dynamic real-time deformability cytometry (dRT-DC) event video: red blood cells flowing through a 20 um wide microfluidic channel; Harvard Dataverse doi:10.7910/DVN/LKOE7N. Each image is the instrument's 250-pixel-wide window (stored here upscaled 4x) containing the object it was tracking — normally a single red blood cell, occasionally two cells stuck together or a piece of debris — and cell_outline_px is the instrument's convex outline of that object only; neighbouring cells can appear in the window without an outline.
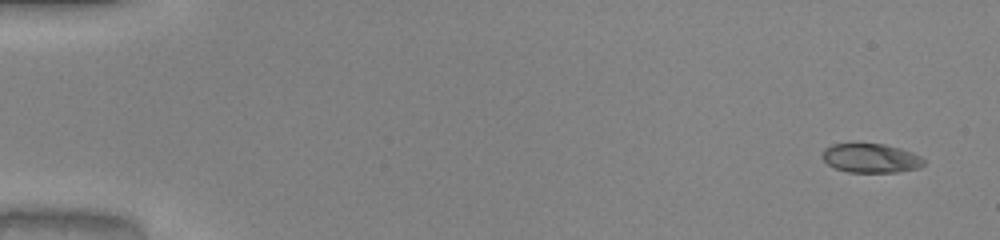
{"species": "common noctule bat (a hibernating species)", "species_latin": "Nyctalus noctula", "temperature_condition": "warm", "stored_images_in_passage": 49, "camera_frame_rate_fps": 3000, "um_per_image_px": 0.085, "animal": {"sex": "male", "body_mass_g": 20.0, "forearm_length_mm": 53.3}, "frame": {"image": 1, "passage_image": 1, "time_ms": 0.0, "image_size_px": [1000, 240], "cell_outline_px": [[924, 164], [920, 168], [896, 172], [848, 172], [836, 168], [828, 164], [820, 156], [824, 148], [832, 144], [884, 144], [900, 148], [912, 152], [920, 156], [924, 160]], "centroid_in_image_um": [74.01, 13.44], "position_along_channel_um": 11.0, "area_um2": 17.22}}
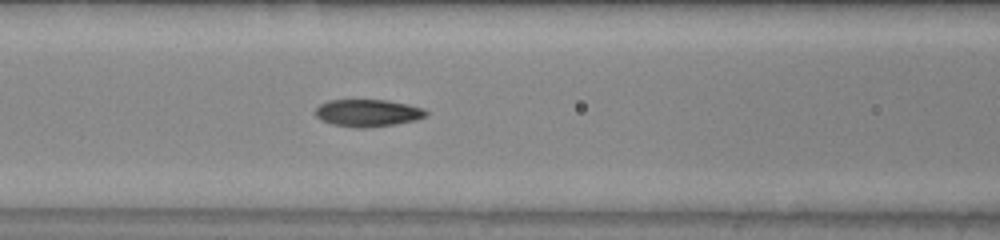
{"frame": {"image": 2, "passage_image": 21, "time_ms": 6.667, "image_size_px": [1000, 240], "cell_outline_px": [[428, 116], [416, 120], [396, 124], [368, 128], [352, 128], [332, 124], [320, 120], [316, 116], [316, 108], [320, 104], [328, 100], [388, 100], [408, 104], [424, 108], [428, 112]], "centroid_in_image_um": [31.28, 9.61], "position_along_channel_um": 135.3, "area_um2": 17.86}}
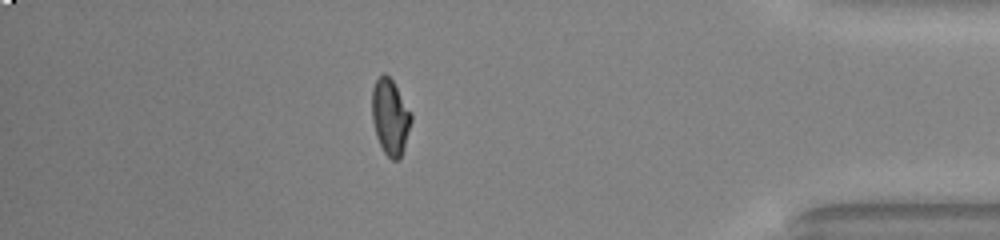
{"frame": {"image": 3, "passage_image": 43, "time_ms": 14.0, "image_size_px": [1000, 240], "cell_outline_px": [[412, 120], [404, 148], [400, 156], [396, 160], [392, 160], [384, 152], [376, 136], [372, 120], [372, 88], [376, 80], [384, 72], [392, 80], [412, 112]], "centroid_in_image_um": [33.17, 9.92], "position_along_channel_um": 402.0, "area_um2": 17.28}, "authors_computed_cell_mechanics": {"area_um2": 17.4556, "velocity_mm_per_s": 4.1282, "shape_relaxation_time_tau1_ms": null, "shape_relaxation_time_tau2_ms": 1.0661, "deformation_change_tau1": null, "deformation_change_tau2": 0.0603}}